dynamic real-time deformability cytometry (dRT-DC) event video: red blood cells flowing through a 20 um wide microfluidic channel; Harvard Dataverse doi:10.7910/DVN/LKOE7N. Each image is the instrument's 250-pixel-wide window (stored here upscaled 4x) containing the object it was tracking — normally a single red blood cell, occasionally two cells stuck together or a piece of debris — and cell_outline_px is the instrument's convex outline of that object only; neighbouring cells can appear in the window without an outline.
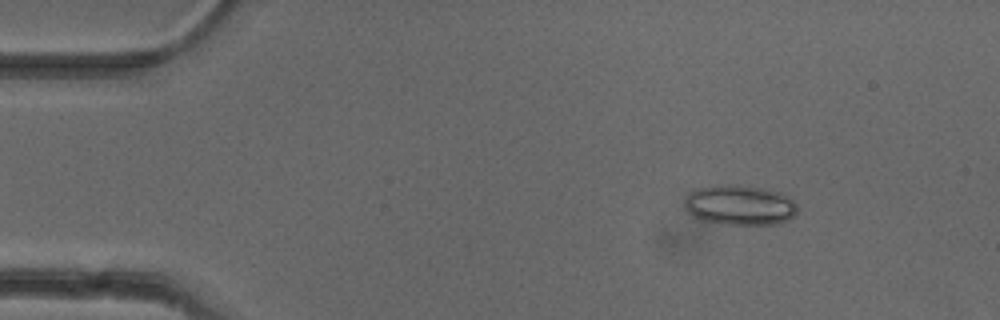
{"species": "common noctule bat (a hibernating species)", "species_latin": "Nyctalus noctula", "temperature_condition": "cold", "stored_images_in_passage": 51, "camera_frame_rate_fps": 3000, "um_per_image_px": 0.085, "animal": {"sex": "female"}, "frame": {"image": 1, "passage_image": 6, "time_ms": 1.667, "image_size_px": [1000, 320], "cell_outline_px": [[796, 212], [788, 220], [776, 224], [728, 224], [700, 220], [684, 204], [684, 200], [692, 192], [700, 188], [712, 184], [732, 184], [764, 188], [780, 192], [788, 196], [796, 204]], "centroid_in_image_um": [62.91, 17.41], "position_along_channel_um": 22.1, "area_um2": 26.07}}
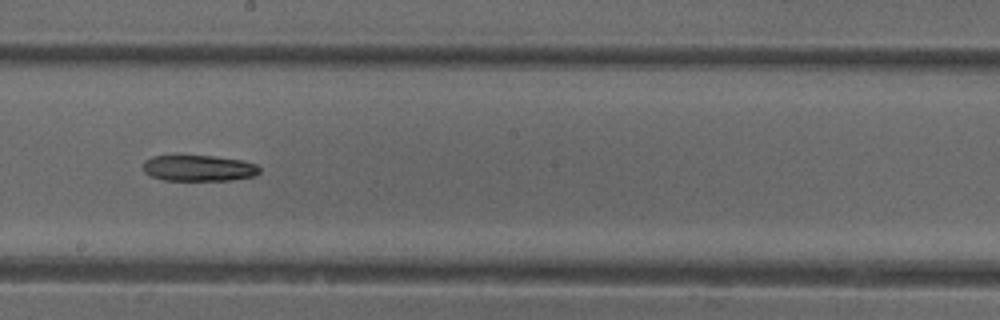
{"frame": {"image": 2, "passage_image": 28, "time_ms": 9.0, "image_size_px": [1000, 320], "cell_outline_px": [[260, 172], [252, 176], [232, 180], [164, 180], [152, 176], [144, 172], [144, 160], [152, 156], [212, 156], [240, 160], [256, 164], [260, 168]], "centroid_in_image_um": [16.89, 14.29], "position_along_channel_um": 231.3, "area_um2": 17.46}}
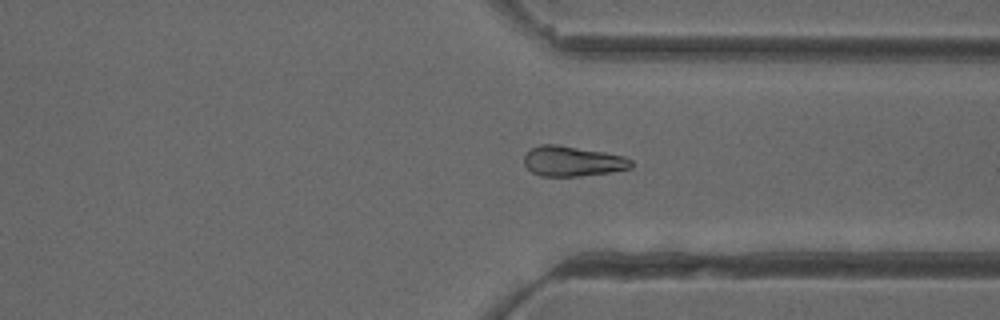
{"frame": {"image": 3, "passage_image": 38, "time_ms": 12.333, "image_size_px": [1000, 320], "cell_outline_px": [[632, 168], [612, 172], [580, 176], [540, 176], [532, 172], [524, 164], [524, 156], [532, 148], [540, 144], [560, 144], [604, 152], [624, 156], [632, 160]], "centroid_in_image_um": [48.68, 13.7], "position_along_channel_um": 362.7, "area_um2": 18.96}}